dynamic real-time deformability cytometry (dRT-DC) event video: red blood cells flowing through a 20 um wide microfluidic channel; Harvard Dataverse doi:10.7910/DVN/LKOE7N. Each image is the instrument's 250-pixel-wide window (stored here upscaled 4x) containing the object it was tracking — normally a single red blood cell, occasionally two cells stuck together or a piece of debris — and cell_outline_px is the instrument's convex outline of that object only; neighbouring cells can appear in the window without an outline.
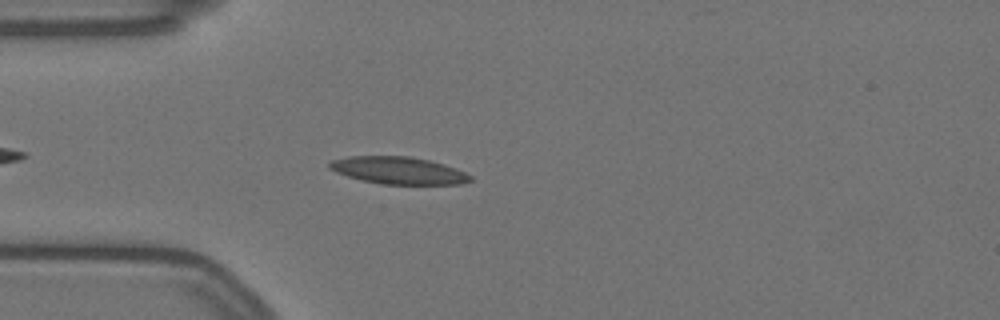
{"species": "Egyptian fruit bat (a non-hibernating species)", "species_latin": "Rousettus aegyptiacus", "temperature_condition": "warm", "stored_images_in_passage": 49, "camera_frame_rate_fps": 3000, "um_per_image_px": 0.085, "animal": {"sex": "female"}, "frame": {"image": 1, "passage_image": 6, "time_ms": 1.667, "image_size_px": [1000, 320], "cell_outline_px": [[472, 180], [460, 184], [380, 184], [360, 180], [336, 172], [328, 168], [328, 164], [332, 160], [348, 156], [408, 156], [428, 160], [444, 164], [456, 168], [472, 176]], "centroid_in_image_um": [33.85, 14.49], "position_along_channel_um": 51.2, "area_um2": 22.37}}
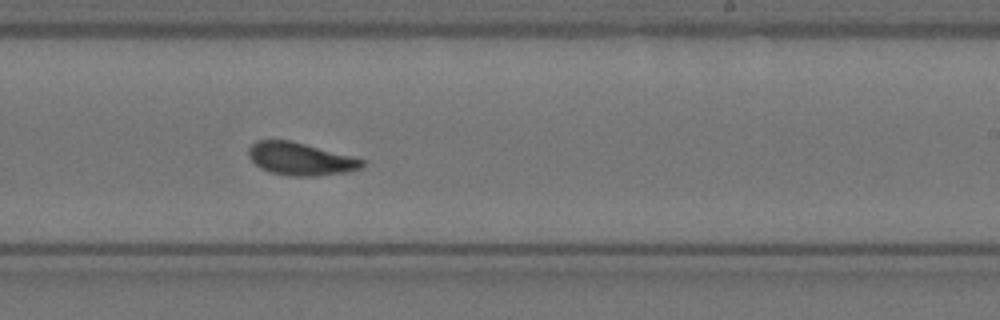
{"frame": {"image": 2, "passage_image": 25, "time_ms": 8.0, "image_size_px": [1000, 320], "cell_outline_px": [[364, 164], [360, 168], [348, 172], [316, 176], [288, 176], [268, 172], [260, 168], [248, 156], [248, 148], [256, 140], [292, 140], [352, 156], [364, 160]], "centroid_in_image_um": [25.51, 13.51], "position_along_channel_um": 263.5, "area_um2": 21.79}}
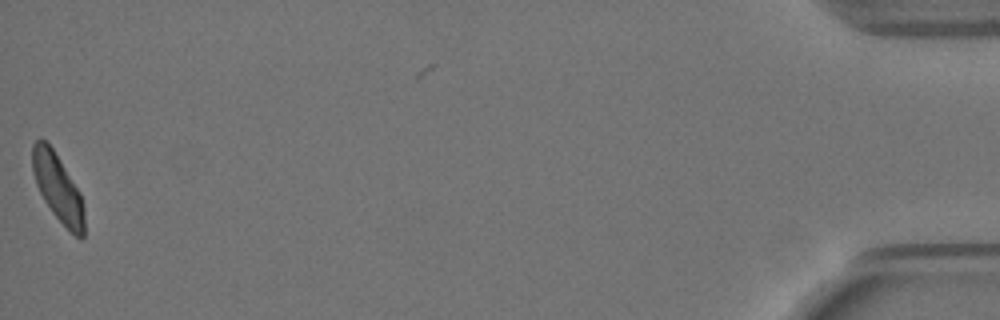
{"frame": {"image": 3, "passage_image": 48, "time_ms": 15.667, "image_size_px": [1000, 320], "cell_outline_px": [[84, 236], [80, 240], [52, 212], [44, 200], [36, 184], [32, 172], [32, 144], [40, 136], [52, 148], [80, 192], [84, 208]], "centroid_in_image_um": [4.9, 15.94], "position_along_channel_um": 430.3, "area_um2": 20.17}, "authors_computed_cell_mechanics": {"area_um2": 21.6172, "velocity_mm_per_s": 3.4815, "shape_relaxation_time_tau1_ms": 7.9399, "shape_relaxation_time_tau2_ms": 1.3851, "deformation_change_tau1": 0.1875, "deformation_change_tau2": 0.0687}}